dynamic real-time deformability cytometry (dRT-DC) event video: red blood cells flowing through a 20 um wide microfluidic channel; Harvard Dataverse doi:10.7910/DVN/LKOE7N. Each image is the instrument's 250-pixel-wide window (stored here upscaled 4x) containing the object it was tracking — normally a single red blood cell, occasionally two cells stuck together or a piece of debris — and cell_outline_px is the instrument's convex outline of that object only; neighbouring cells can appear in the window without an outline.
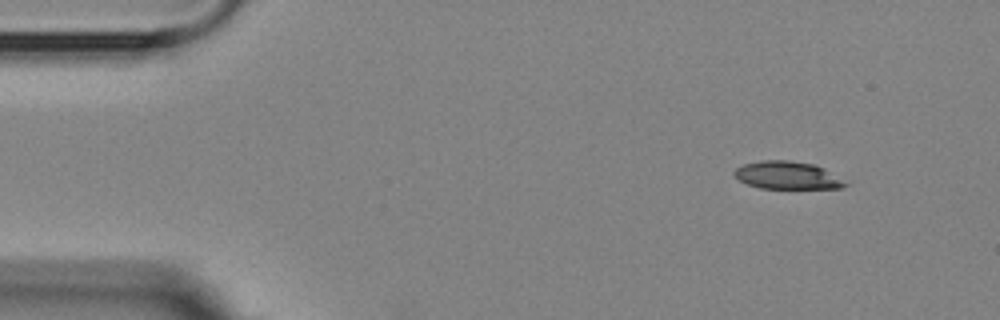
{"species": "Egyptian fruit bat (a non-hibernating species)", "species_latin": "Rousettus aegyptiacus", "temperature_condition": "room temperature", "stored_images_in_passage": 4, "camera_frame_rate_fps": 3000, "um_per_image_px": 0.085, "animal": {"sex": "female"}, "frame": {"image": 1, "passage_image": 1, "time_ms": 0.0, "image_size_px": [1000, 320], "cell_outline_px": [[852, 180], [848, 184], [840, 188], [760, 188], [748, 184], [740, 180], [732, 172], [736, 168], [744, 164], [760, 160], [788, 160], [812, 164], [824, 168]], "centroid_in_image_um": [67.03, 14.9], "position_along_channel_um": 18.0, "area_um2": 18.21}}
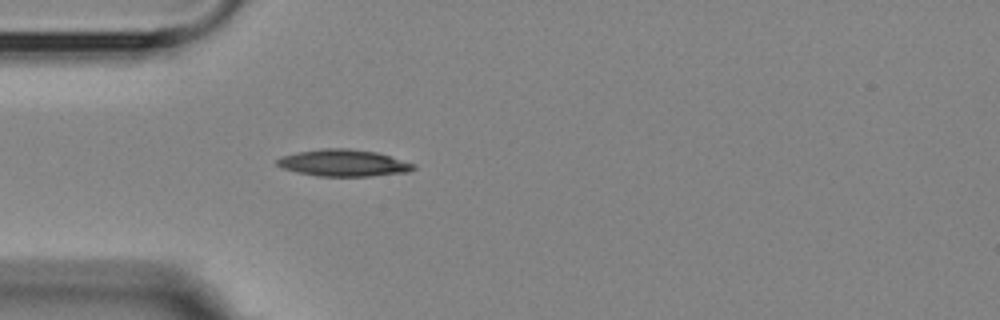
{"frame": {"image": 2, "passage_image": 4, "time_ms": 3.333, "image_size_px": [1000, 320], "cell_outline_px": [[416, 168], [408, 172], [372, 176], [320, 176], [296, 172], [280, 168], [276, 164], [276, 160], [280, 156], [296, 152], [324, 148], [348, 148], [376, 152], [416, 164]], "centroid_in_image_um": [29.17, 13.85], "position_along_channel_um": 55.8, "area_um2": 21.44}}